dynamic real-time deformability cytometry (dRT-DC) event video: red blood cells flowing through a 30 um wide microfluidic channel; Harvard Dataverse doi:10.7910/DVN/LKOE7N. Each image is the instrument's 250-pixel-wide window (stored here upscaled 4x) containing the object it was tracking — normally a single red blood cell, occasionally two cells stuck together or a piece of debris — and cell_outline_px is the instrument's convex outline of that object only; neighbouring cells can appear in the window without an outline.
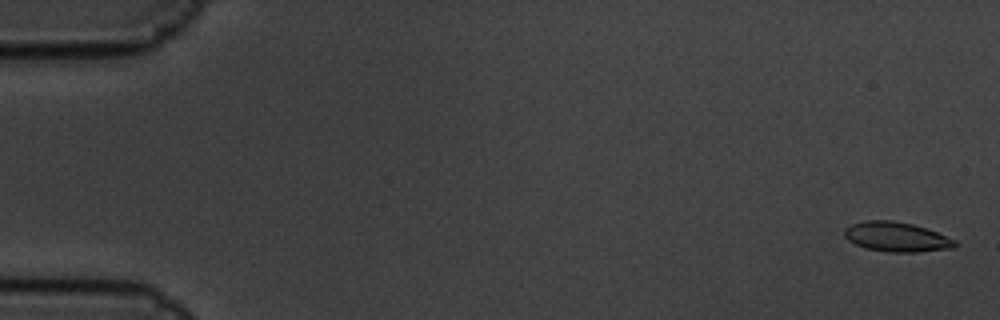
{"species": "common noctule bat (a hibernating species)", "species_latin": "Nyctalus noctula", "temperature_condition": "cold", "stored_images_in_passage": 5, "camera_frame_rate_fps": 3000, "um_per_image_px": 0.085, "animal": {"sex": "male", "body_mass_g": 19.5, "forearm_length_mm": 54.6}, "frame": {"image": 1, "passage_image": 1, "time_ms": 0.0, "image_size_px": [1000, 320], "cell_outline_px": [[956, 248], [916, 252], [888, 252], [864, 248], [848, 240], [844, 236], [844, 228], [852, 224], [864, 220], [892, 220], [912, 224], [928, 228], [956, 240]], "centroid_in_image_um": [76.21, 20.13], "position_along_channel_um": 8.8, "area_um2": 19.31}}
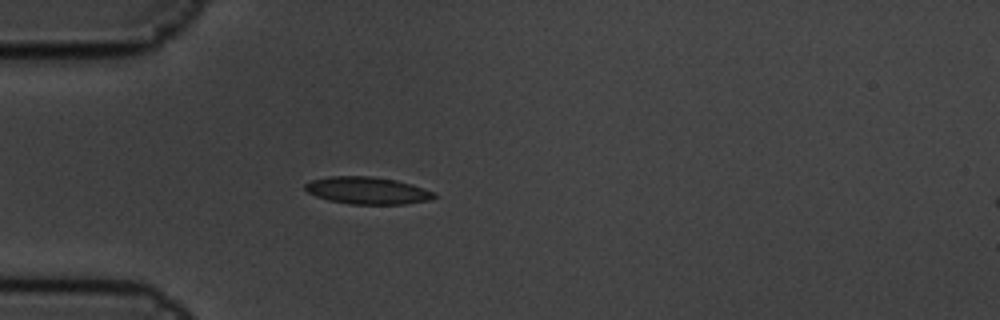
{"frame": {"image": 2, "passage_image": 5, "time_ms": 1.333, "image_size_px": [1000, 320], "cell_outline_px": [[436, 196], [428, 200], [404, 204], [348, 204], [328, 200], [316, 196], [308, 192], [304, 188], [304, 184], [312, 180], [328, 176], [372, 176], [396, 180], [412, 184], [436, 192]], "centroid_in_image_um": [31.22, 16.19], "position_along_channel_um": 53.8, "area_um2": 20.52}}